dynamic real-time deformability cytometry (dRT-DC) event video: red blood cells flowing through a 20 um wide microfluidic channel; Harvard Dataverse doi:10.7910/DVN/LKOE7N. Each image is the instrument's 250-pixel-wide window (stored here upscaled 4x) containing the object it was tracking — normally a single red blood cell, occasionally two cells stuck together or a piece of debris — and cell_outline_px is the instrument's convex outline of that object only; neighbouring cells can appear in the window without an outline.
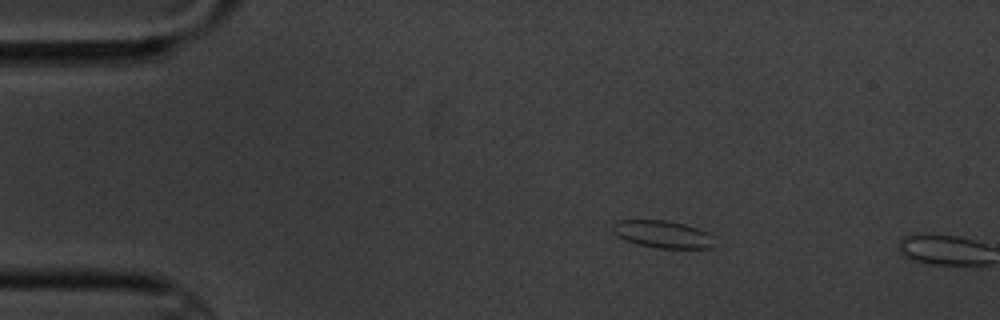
{"species": "common noctule bat (a hibernating species)", "species_latin": "Nyctalus noctula", "temperature_condition": "cold", "stored_images_in_passage": 3, "segment_of_instrument_passage": [1, 2], "camera_frame_rate_fps": 3000, "um_per_image_px": 0.085, "animal": {"sex": "male", "body_mass_g": 20.1, "forearm_length_mm": 53.5}, "frame": {"image": 1, "passage_image": 2, "time_ms": 1.333, "image_size_px": [1000, 320], "cell_outline_px": [[712, 248], [656, 248], [636, 244], [624, 240], [616, 236], [612, 232], [612, 228], [616, 220], [668, 220], [684, 224], [708, 232], [712, 236]], "centroid_in_image_um": [56.26, 19.91], "position_along_channel_um": 28.7, "area_um2": 16.3}}